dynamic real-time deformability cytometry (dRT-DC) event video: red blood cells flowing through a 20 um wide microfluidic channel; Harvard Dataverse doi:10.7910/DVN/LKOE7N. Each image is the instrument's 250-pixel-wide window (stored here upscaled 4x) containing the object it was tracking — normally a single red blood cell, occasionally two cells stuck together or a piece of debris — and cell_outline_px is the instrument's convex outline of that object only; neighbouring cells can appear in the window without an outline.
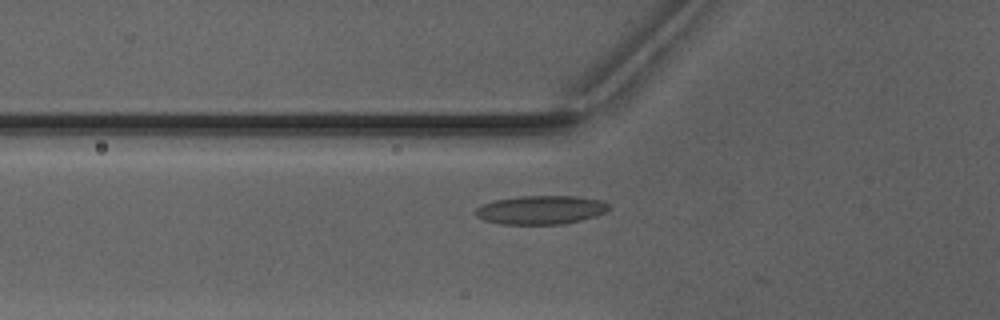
{"species": "Egyptian fruit bat (a non-hibernating species)", "species_latin": "Rousettus aegyptiacus", "temperature_condition": "warm", "stored_images_in_passage": 33, "camera_frame_rate_fps": 3000, "um_per_image_px": 0.085, "animal": {"sex": "male"}, "frame": {"image": 1, "passage_image": 20, "time_ms": 6.333, "image_size_px": [1000, 320], "cell_outline_px": [[608, 208], [604, 212], [580, 220], [560, 224], [500, 224], [484, 220], [476, 216], [472, 212], [476, 208], [484, 204], [496, 200], [520, 196], [576, 196], [600, 200], [608, 204]], "centroid_in_image_um": [45.9, 17.84], "position_along_channel_um": 79.9, "area_um2": 22.02}}
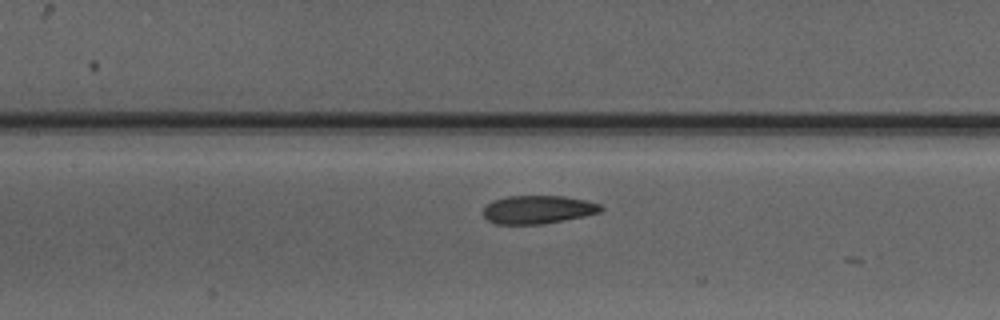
{"frame": {"image": 2, "passage_image": 26, "time_ms": 8.333, "image_size_px": [1000, 320], "cell_outline_px": [[604, 208], [600, 212], [584, 216], [544, 224], [496, 224], [488, 220], [484, 216], [484, 204], [492, 200], [508, 196], [564, 196], [584, 200], [600, 204]], "centroid_in_image_um": [45.7, 17.81], "position_along_channel_um": 161.7, "area_um2": 19.42}}
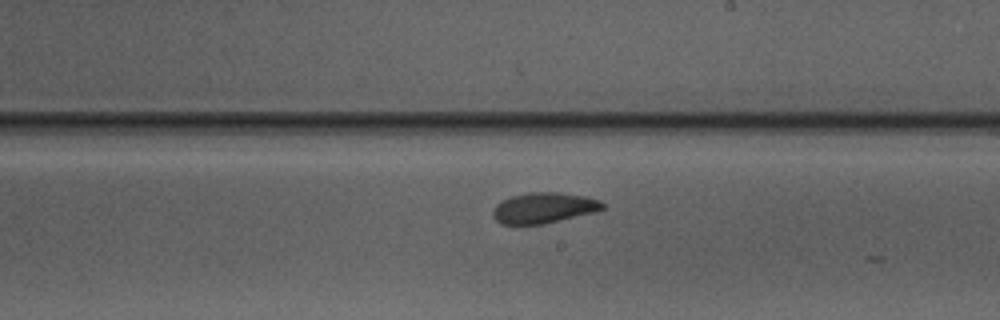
{"frame": {"image": 3, "passage_image": 32, "time_ms": 10.333, "image_size_px": [1000, 320], "cell_outline_px": [[604, 208], [596, 212], [544, 224], [500, 224], [492, 216], [492, 212], [496, 204], [500, 200], [512, 196], [528, 192], [560, 192], [584, 196], [600, 200], [604, 204]], "centroid_in_image_um": [46.21, 17.67], "position_along_channel_um": 242.8, "area_um2": 19.77}}